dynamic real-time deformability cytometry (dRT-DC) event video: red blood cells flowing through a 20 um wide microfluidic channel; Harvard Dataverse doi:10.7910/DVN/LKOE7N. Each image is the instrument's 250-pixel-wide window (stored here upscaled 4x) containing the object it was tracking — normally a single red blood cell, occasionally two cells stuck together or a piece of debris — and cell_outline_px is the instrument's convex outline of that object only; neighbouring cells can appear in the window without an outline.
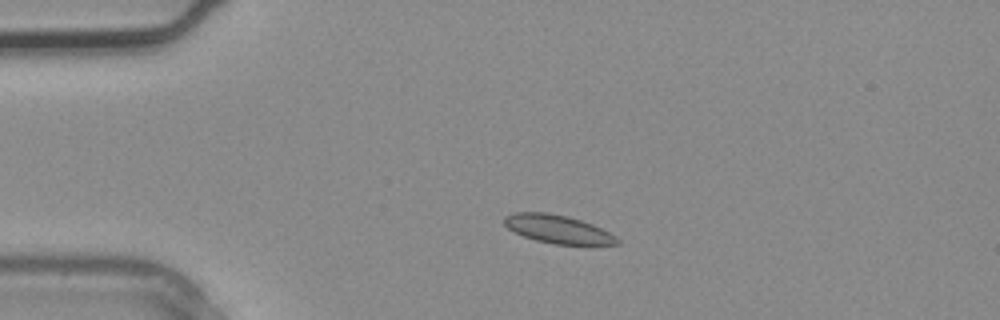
{"species": "common noctule bat (a hibernating species)", "species_latin": "Nyctalus noctula", "temperature_condition": "warm", "stored_images_in_passage": 2, "camera_frame_rate_fps": 3000, "um_per_image_px": 0.085, "animal": {"sex": "male", "body_mass_g": 20.4}, "frame": {"image": 1, "passage_image": 2, "time_ms": 0.333, "image_size_px": [1000, 320], "cell_outline_px": [[620, 244], [556, 244], [536, 240], [524, 236], [508, 228], [504, 224], [504, 216], [516, 212], [548, 212], [568, 216], [592, 224], [616, 236], [620, 240]], "centroid_in_image_um": [47.41, 19.46], "position_along_channel_um": 37.6, "area_um2": 18.38}}